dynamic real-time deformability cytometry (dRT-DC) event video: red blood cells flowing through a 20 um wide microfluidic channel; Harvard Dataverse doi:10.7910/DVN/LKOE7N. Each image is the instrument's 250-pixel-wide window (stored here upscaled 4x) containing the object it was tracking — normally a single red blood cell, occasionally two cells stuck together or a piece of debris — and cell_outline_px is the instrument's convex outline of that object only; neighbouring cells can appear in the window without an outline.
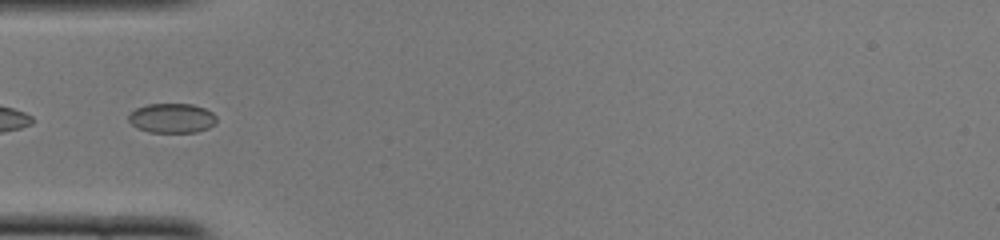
{"species": "common noctule bat (a hibernating species)", "species_latin": "Nyctalus noctula", "temperature_condition": "cold", "stored_images_in_passage": 33, "camera_frame_rate_fps": 3000, "um_per_image_px": 0.085, "animal": {"sex": "female", "body_mass_g": 22.0, "forearm_length_mm": 56.7}, "frame": {"image": 1, "passage_image": 1, "time_ms": 0.0, "image_size_px": [1000, 240], "cell_outline_px": [[216, 124], [208, 128], [196, 132], [148, 132], [136, 128], [128, 120], [128, 112], [136, 108], [148, 104], [192, 104], [204, 108], [212, 112], [216, 116]], "centroid_in_image_um": [14.59, 10.04], "position_along_channel_um": 70.4, "area_um2": 15.32}}
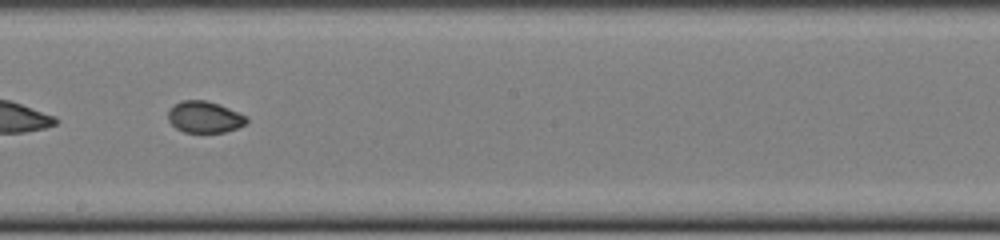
{"frame": {"image": 2, "passage_image": 13, "time_ms": 4.0, "image_size_px": [1000, 240], "cell_outline_px": [[248, 120], [244, 124], [236, 128], [224, 132], [184, 132], [176, 128], [168, 120], [168, 112], [180, 100], [208, 100], [248, 116]], "centroid_in_image_um": [17.39, 9.94], "position_along_channel_um": 230.8, "area_um2": 14.28}}
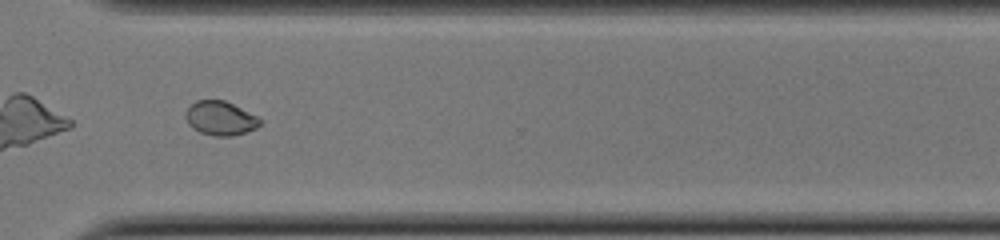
{"frame": {"image": 3, "passage_image": 22, "time_ms": 7.0, "image_size_px": [1000, 240], "cell_outline_px": [[260, 124], [256, 128], [232, 136], [212, 136], [200, 132], [192, 128], [188, 124], [184, 116], [188, 108], [196, 100], [224, 100], [256, 116], [260, 120]], "centroid_in_image_um": [18.68, 10.06], "position_along_channel_um": 351.9, "area_um2": 14.57}}